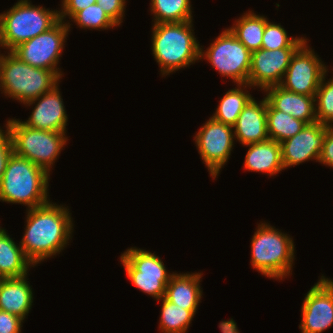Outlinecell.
<instances>
[{"label":"cell","mask_w":333,"mask_h":333,"mask_svg":"<svg viewBox=\"0 0 333 333\" xmlns=\"http://www.w3.org/2000/svg\"><path fill=\"white\" fill-rule=\"evenodd\" d=\"M48 202L27 210L20 246L34 266L60 254L72 240L73 219L68 206Z\"/></svg>","instance_id":"1"},{"label":"cell","mask_w":333,"mask_h":333,"mask_svg":"<svg viewBox=\"0 0 333 333\" xmlns=\"http://www.w3.org/2000/svg\"><path fill=\"white\" fill-rule=\"evenodd\" d=\"M193 20L153 24L151 49L162 76L199 61L200 44L194 36Z\"/></svg>","instance_id":"2"},{"label":"cell","mask_w":333,"mask_h":333,"mask_svg":"<svg viewBox=\"0 0 333 333\" xmlns=\"http://www.w3.org/2000/svg\"><path fill=\"white\" fill-rule=\"evenodd\" d=\"M49 179L46 170L13 153L0 180V201L23 204L27 210L42 206L50 201Z\"/></svg>","instance_id":"3"},{"label":"cell","mask_w":333,"mask_h":333,"mask_svg":"<svg viewBox=\"0 0 333 333\" xmlns=\"http://www.w3.org/2000/svg\"><path fill=\"white\" fill-rule=\"evenodd\" d=\"M266 222H260L251 241V266L261 275L283 280L292 274L295 260L293 237Z\"/></svg>","instance_id":"4"},{"label":"cell","mask_w":333,"mask_h":333,"mask_svg":"<svg viewBox=\"0 0 333 333\" xmlns=\"http://www.w3.org/2000/svg\"><path fill=\"white\" fill-rule=\"evenodd\" d=\"M0 59V91L23 105L37 99L59 84L61 77L52 70L33 67L4 51Z\"/></svg>","instance_id":"5"},{"label":"cell","mask_w":333,"mask_h":333,"mask_svg":"<svg viewBox=\"0 0 333 333\" xmlns=\"http://www.w3.org/2000/svg\"><path fill=\"white\" fill-rule=\"evenodd\" d=\"M59 21V11L19 0L0 14V47L12 51L19 44L48 31Z\"/></svg>","instance_id":"6"},{"label":"cell","mask_w":333,"mask_h":333,"mask_svg":"<svg viewBox=\"0 0 333 333\" xmlns=\"http://www.w3.org/2000/svg\"><path fill=\"white\" fill-rule=\"evenodd\" d=\"M5 124L11 133L13 153L51 174L52 166L67 144L66 132L30 128L15 118L6 120Z\"/></svg>","instance_id":"7"},{"label":"cell","mask_w":333,"mask_h":333,"mask_svg":"<svg viewBox=\"0 0 333 333\" xmlns=\"http://www.w3.org/2000/svg\"><path fill=\"white\" fill-rule=\"evenodd\" d=\"M199 59H206L222 77L236 84L248 83L251 52L229 28H225L206 50L200 46Z\"/></svg>","instance_id":"8"},{"label":"cell","mask_w":333,"mask_h":333,"mask_svg":"<svg viewBox=\"0 0 333 333\" xmlns=\"http://www.w3.org/2000/svg\"><path fill=\"white\" fill-rule=\"evenodd\" d=\"M120 262L136 288L156 300L165 296L166 286L174 272L166 270L159 256L143 248L130 247L121 254Z\"/></svg>","instance_id":"9"},{"label":"cell","mask_w":333,"mask_h":333,"mask_svg":"<svg viewBox=\"0 0 333 333\" xmlns=\"http://www.w3.org/2000/svg\"><path fill=\"white\" fill-rule=\"evenodd\" d=\"M70 28L69 21L65 23L59 20L48 31L19 44L11 52L21 61L33 67L52 70L62 78L64 75L57 65L61 60Z\"/></svg>","instance_id":"10"},{"label":"cell","mask_w":333,"mask_h":333,"mask_svg":"<svg viewBox=\"0 0 333 333\" xmlns=\"http://www.w3.org/2000/svg\"><path fill=\"white\" fill-rule=\"evenodd\" d=\"M193 140L203 164L214 180L233 151L235 140L233 126L217 122L210 117L196 132Z\"/></svg>","instance_id":"11"},{"label":"cell","mask_w":333,"mask_h":333,"mask_svg":"<svg viewBox=\"0 0 333 333\" xmlns=\"http://www.w3.org/2000/svg\"><path fill=\"white\" fill-rule=\"evenodd\" d=\"M307 43L306 40L292 56L280 86L297 94L315 96L329 69Z\"/></svg>","instance_id":"12"},{"label":"cell","mask_w":333,"mask_h":333,"mask_svg":"<svg viewBox=\"0 0 333 333\" xmlns=\"http://www.w3.org/2000/svg\"><path fill=\"white\" fill-rule=\"evenodd\" d=\"M302 333H322L333 325V280L320 277L307 292L301 306Z\"/></svg>","instance_id":"13"},{"label":"cell","mask_w":333,"mask_h":333,"mask_svg":"<svg viewBox=\"0 0 333 333\" xmlns=\"http://www.w3.org/2000/svg\"><path fill=\"white\" fill-rule=\"evenodd\" d=\"M298 48H281L276 50L259 49L251 52V67L248 84L264 91L271 86L280 85Z\"/></svg>","instance_id":"14"},{"label":"cell","mask_w":333,"mask_h":333,"mask_svg":"<svg viewBox=\"0 0 333 333\" xmlns=\"http://www.w3.org/2000/svg\"><path fill=\"white\" fill-rule=\"evenodd\" d=\"M325 134L326 125L315 122L306 124L295 136L282 141L280 145L284 169L309 160L318 162Z\"/></svg>","instance_id":"15"},{"label":"cell","mask_w":333,"mask_h":333,"mask_svg":"<svg viewBox=\"0 0 333 333\" xmlns=\"http://www.w3.org/2000/svg\"><path fill=\"white\" fill-rule=\"evenodd\" d=\"M59 84L37 99L25 103L32 106V114L26 121H21L30 128L54 132H66L68 115L59 91Z\"/></svg>","instance_id":"16"},{"label":"cell","mask_w":333,"mask_h":333,"mask_svg":"<svg viewBox=\"0 0 333 333\" xmlns=\"http://www.w3.org/2000/svg\"><path fill=\"white\" fill-rule=\"evenodd\" d=\"M234 128V137L242 145L263 142L269 139L267 127V99L252 98L239 114Z\"/></svg>","instance_id":"17"},{"label":"cell","mask_w":333,"mask_h":333,"mask_svg":"<svg viewBox=\"0 0 333 333\" xmlns=\"http://www.w3.org/2000/svg\"><path fill=\"white\" fill-rule=\"evenodd\" d=\"M267 101L279 111L304 121L306 124L317 122L315 113V96L297 94L280 85L264 90Z\"/></svg>","instance_id":"18"},{"label":"cell","mask_w":333,"mask_h":333,"mask_svg":"<svg viewBox=\"0 0 333 333\" xmlns=\"http://www.w3.org/2000/svg\"><path fill=\"white\" fill-rule=\"evenodd\" d=\"M28 275L18 278H3L0 282V310L25 320L33 303V290Z\"/></svg>","instance_id":"19"},{"label":"cell","mask_w":333,"mask_h":333,"mask_svg":"<svg viewBox=\"0 0 333 333\" xmlns=\"http://www.w3.org/2000/svg\"><path fill=\"white\" fill-rule=\"evenodd\" d=\"M243 146L249 147L243 163L245 170L266 173L269 176H275L285 170L279 142L268 139Z\"/></svg>","instance_id":"20"},{"label":"cell","mask_w":333,"mask_h":333,"mask_svg":"<svg viewBox=\"0 0 333 333\" xmlns=\"http://www.w3.org/2000/svg\"><path fill=\"white\" fill-rule=\"evenodd\" d=\"M202 275L201 272L174 273L166 286L164 297L186 310H197L203 295L200 285Z\"/></svg>","instance_id":"21"},{"label":"cell","mask_w":333,"mask_h":333,"mask_svg":"<svg viewBox=\"0 0 333 333\" xmlns=\"http://www.w3.org/2000/svg\"><path fill=\"white\" fill-rule=\"evenodd\" d=\"M35 267L26 257L20 243L16 244L5 229L0 226V275L2 278H18L28 275Z\"/></svg>","instance_id":"22"},{"label":"cell","mask_w":333,"mask_h":333,"mask_svg":"<svg viewBox=\"0 0 333 333\" xmlns=\"http://www.w3.org/2000/svg\"><path fill=\"white\" fill-rule=\"evenodd\" d=\"M236 86L237 87L228 90L220 99L215 113L211 116V118L215 121L234 126L237 122L239 114L253 98L247 90V87L248 89H252L253 87H251L248 83L237 84Z\"/></svg>","instance_id":"23"},{"label":"cell","mask_w":333,"mask_h":333,"mask_svg":"<svg viewBox=\"0 0 333 333\" xmlns=\"http://www.w3.org/2000/svg\"><path fill=\"white\" fill-rule=\"evenodd\" d=\"M243 14L239 19H235V23L229 29L250 52L259 50L268 18L254 13L253 10Z\"/></svg>","instance_id":"24"},{"label":"cell","mask_w":333,"mask_h":333,"mask_svg":"<svg viewBox=\"0 0 333 333\" xmlns=\"http://www.w3.org/2000/svg\"><path fill=\"white\" fill-rule=\"evenodd\" d=\"M306 123L276 110L267 101V127L269 139L281 143L300 132Z\"/></svg>","instance_id":"25"},{"label":"cell","mask_w":333,"mask_h":333,"mask_svg":"<svg viewBox=\"0 0 333 333\" xmlns=\"http://www.w3.org/2000/svg\"><path fill=\"white\" fill-rule=\"evenodd\" d=\"M157 301L162 302L159 330L163 333H186L197 310H186L165 297Z\"/></svg>","instance_id":"26"},{"label":"cell","mask_w":333,"mask_h":333,"mask_svg":"<svg viewBox=\"0 0 333 333\" xmlns=\"http://www.w3.org/2000/svg\"><path fill=\"white\" fill-rule=\"evenodd\" d=\"M154 24L193 20L190 0H151Z\"/></svg>","instance_id":"27"},{"label":"cell","mask_w":333,"mask_h":333,"mask_svg":"<svg viewBox=\"0 0 333 333\" xmlns=\"http://www.w3.org/2000/svg\"><path fill=\"white\" fill-rule=\"evenodd\" d=\"M306 40V37H289L285 28L269 20L265 24L262 37V49L276 50L281 48H299Z\"/></svg>","instance_id":"28"},{"label":"cell","mask_w":333,"mask_h":333,"mask_svg":"<svg viewBox=\"0 0 333 333\" xmlns=\"http://www.w3.org/2000/svg\"><path fill=\"white\" fill-rule=\"evenodd\" d=\"M78 27L82 29H96L100 31L117 27L105 11L97 3L77 12L71 19Z\"/></svg>","instance_id":"29"},{"label":"cell","mask_w":333,"mask_h":333,"mask_svg":"<svg viewBox=\"0 0 333 333\" xmlns=\"http://www.w3.org/2000/svg\"><path fill=\"white\" fill-rule=\"evenodd\" d=\"M324 75L315 94V113L317 122L326 126L333 124V76L327 81Z\"/></svg>","instance_id":"30"},{"label":"cell","mask_w":333,"mask_h":333,"mask_svg":"<svg viewBox=\"0 0 333 333\" xmlns=\"http://www.w3.org/2000/svg\"><path fill=\"white\" fill-rule=\"evenodd\" d=\"M96 3L117 26L121 25L125 15L126 0H96Z\"/></svg>","instance_id":"31"},{"label":"cell","mask_w":333,"mask_h":333,"mask_svg":"<svg viewBox=\"0 0 333 333\" xmlns=\"http://www.w3.org/2000/svg\"><path fill=\"white\" fill-rule=\"evenodd\" d=\"M6 130L0 126V180L3 177L7 162L13 154V145L10 130L5 124Z\"/></svg>","instance_id":"32"},{"label":"cell","mask_w":333,"mask_h":333,"mask_svg":"<svg viewBox=\"0 0 333 333\" xmlns=\"http://www.w3.org/2000/svg\"><path fill=\"white\" fill-rule=\"evenodd\" d=\"M61 2L59 20L64 21L67 16L71 19L77 12L95 4L96 0H61Z\"/></svg>","instance_id":"33"},{"label":"cell","mask_w":333,"mask_h":333,"mask_svg":"<svg viewBox=\"0 0 333 333\" xmlns=\"http://www.w3.org/2000/svg\"><path fill=\"white\" fill-rule=\"evenodd\" d=\"M23 323L19 316L0 310V333H21Z\"/></svg>","instance_id":"34"},{"label":"cell","mask_w":333,"mask_h":333,"mask_svg":"<svg viewBox=\"0 0 333 333\" xmlns=\"http://www.w3.org/2000/svg\"><path fill=\"white\" fill-rule=\"evenodd\" d=\"M318 162L333 168V125L326 126V134Z\"/></svg>","instance_id":"35"}]
</instances>
